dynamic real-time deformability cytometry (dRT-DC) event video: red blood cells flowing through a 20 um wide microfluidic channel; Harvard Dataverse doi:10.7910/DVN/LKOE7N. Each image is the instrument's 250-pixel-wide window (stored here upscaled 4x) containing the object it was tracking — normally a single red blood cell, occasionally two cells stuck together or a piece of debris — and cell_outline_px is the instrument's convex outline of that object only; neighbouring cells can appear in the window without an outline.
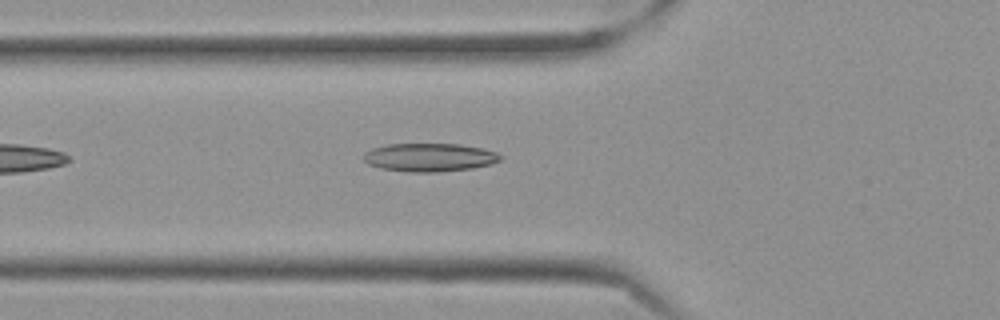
{"species": "Egyptian fruit bat (a non-hibernating species)", "species_latin": "Rousettus aegyptiacus", "temperature_condition": "cold", "stored_images_in_passage": 28, "camera_frame_rate_fps": 3000, "um_per_image_px": 0.085, "frame": {"image": 1, "passage_image": 7, "time_ms": 2.0, "image_size_px": [1000, 320], "cell_outline_px": [[500, 160], [488, 164], [472, 168], [436, 172], [408, 172], [380, 168], [368, 164], [364, 160], [364, 152], [372, 148], [388, 144], [460, 144], [484, 148], [496, 152], [500, 156]], "centroid_in_image_um": [36.47, 13.37], "position_along_channel_um": 89.3, "area_um2": 22.48}}
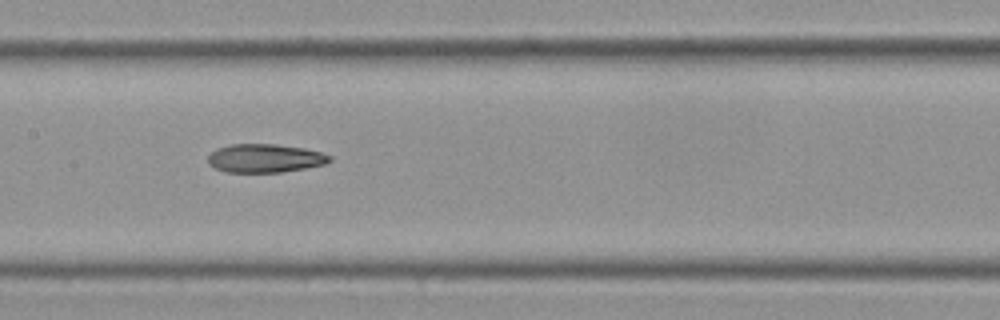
{"frame": {"image": 2, "passage_image": 15, "time_ms": 4.667, "image_size_px": [1000, 320], "cell_outline_px": [[332, 160], [324, 164], [284, 172], [224, 172], [208, 164], [208, 156], [216, 148], [228, 144], [276, 144], [304, 148], [320, 152], [332, 156]], "centroid_in_image_um": [22.5, 13.45], "position_along_channel_um": 184.9, "area_um2": 20.29}}
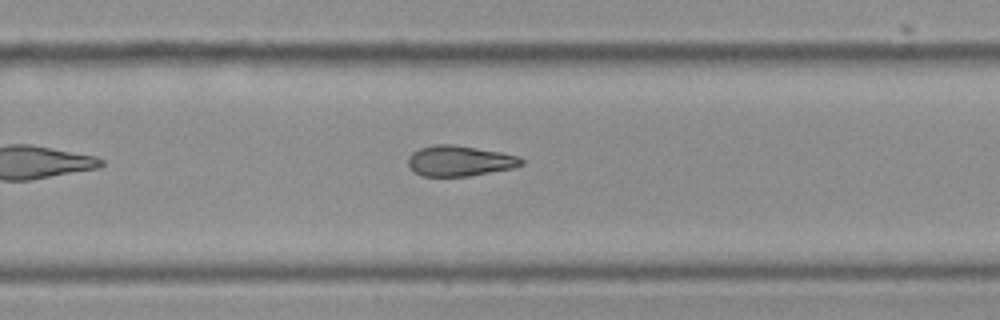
{"frame": {"image": 3, "passage_image": 24, "time_ms": 7.667, "image_size_px": [1000, 320], "cell_outline_px": [[524, 164], [512, 168], [468, 176], [420, 176], [408, 168], [408, 156], [412, 152], [420, 148], [436, 144], [452, 144], [500, 152], [516, 156], [524, 160]], "centroid_in_image_um": [39.01, 13.68], "position_along_channel_um": 290.8, "area_um2": 20.11}}